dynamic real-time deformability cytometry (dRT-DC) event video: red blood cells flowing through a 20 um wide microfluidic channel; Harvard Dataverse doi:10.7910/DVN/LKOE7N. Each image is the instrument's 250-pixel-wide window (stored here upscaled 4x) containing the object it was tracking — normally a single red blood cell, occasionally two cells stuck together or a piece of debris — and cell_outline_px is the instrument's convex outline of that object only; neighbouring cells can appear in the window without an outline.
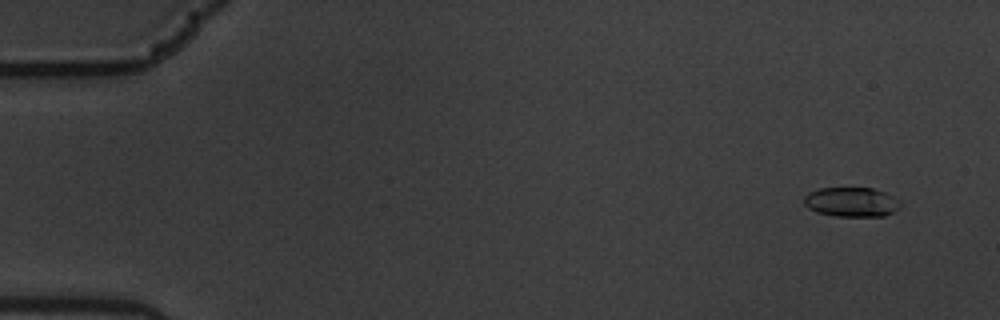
{"species": "common noctule bat (a hibernating species)", "species_latin": "Nyctalus noctula", "temperature_condition": "warm", "stored_images_in_passage": 6, "camera_frame_rate_fps": 3000, "um_per_image_px": 0.085, "animal": {"sex": "male", "body_mass_g": 19.5, "forearm_length_mm": 54.6}, "frame": {"image": 1, "passage_image": 1, "time_ms": 0.0, "image_size_px": [1000, 320], "cell_outline_px": [[900, 208], [884, 216], [836, 216], [816, 212], [808, 208], [804, 204], [804, 196], [808, 192], [820, 188], [872, 188], [884, 192], [900, 200]], "centroid_in_image_um": [72.36, 17.17], "position_along_channel_um": 12.6, "area_um2": 16.59}}
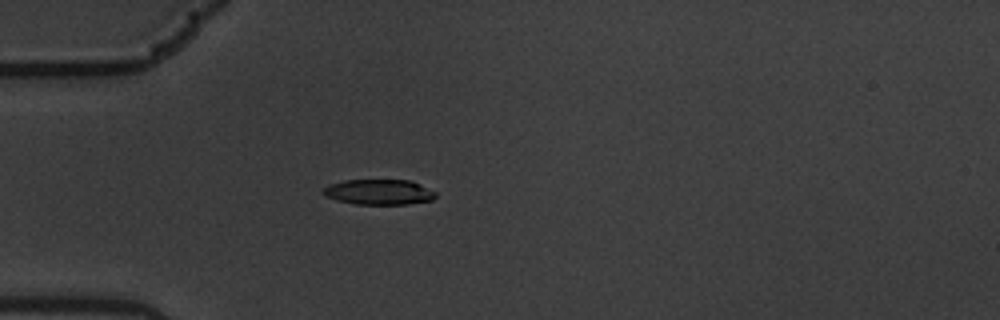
{"frame": {"image": 2, "passage_image": 5, "time_ms": 1.333, "image_size_px": [1000, 320], "cell_outline_px": [[436, 196], [432, 200], [408, 204], [356, 204], [336, 200], [324, 196], [320, 192], [328, 184], [344, 180], [408, 180], [420, 184], [436, 192]], "centroid_in_image_um": [32.17, 16.32], "position_along_channel_um": 52.8, "area_um2": 16.7}}